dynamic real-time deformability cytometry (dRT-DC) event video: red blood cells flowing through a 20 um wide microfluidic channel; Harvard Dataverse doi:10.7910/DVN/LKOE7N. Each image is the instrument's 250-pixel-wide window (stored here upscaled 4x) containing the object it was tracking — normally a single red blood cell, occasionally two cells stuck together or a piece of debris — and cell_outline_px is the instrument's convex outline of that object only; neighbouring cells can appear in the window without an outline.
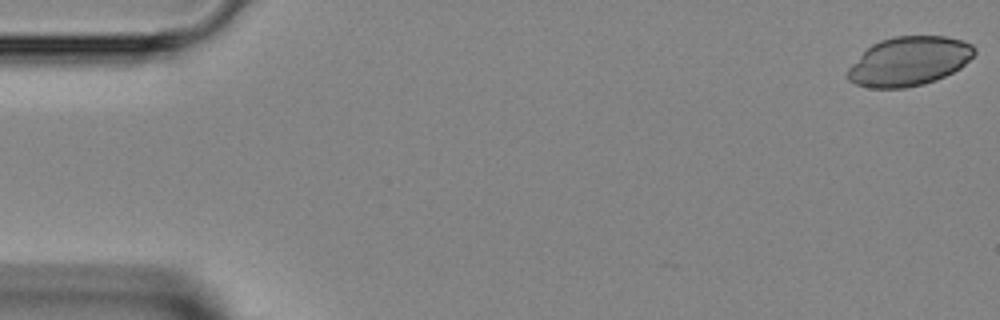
{"species": "Egyptian fruit bat (a non-hibernating species)", "species_latin": "Rousettus aegyptiacus", "temperature_condition": "room temperature", "stored_images_in_passage": 36, "camera_frame_rate_fps": 3000, "um_per_image_px": 0.085, "animal": {"sex": "female"}, "frame": {"image": 1, "passage_image": 1, "time_ms": 0.0, "image_size_px": [1000, 320], "cell_outline_px": [[976, 52], [960, 68], [936, 80], [924, 84], [904, 88], [868, 88], [856, 84], [848, 80], [848, 68], [872, 44], [880, 40], [896, 36], [944, 36], [960, 40], [972, 44], [976, 48]], "centroid_in_image_um": [77.27, 5.21], "position_along_channel_um": 7.7, "area_um2": 36.01}}